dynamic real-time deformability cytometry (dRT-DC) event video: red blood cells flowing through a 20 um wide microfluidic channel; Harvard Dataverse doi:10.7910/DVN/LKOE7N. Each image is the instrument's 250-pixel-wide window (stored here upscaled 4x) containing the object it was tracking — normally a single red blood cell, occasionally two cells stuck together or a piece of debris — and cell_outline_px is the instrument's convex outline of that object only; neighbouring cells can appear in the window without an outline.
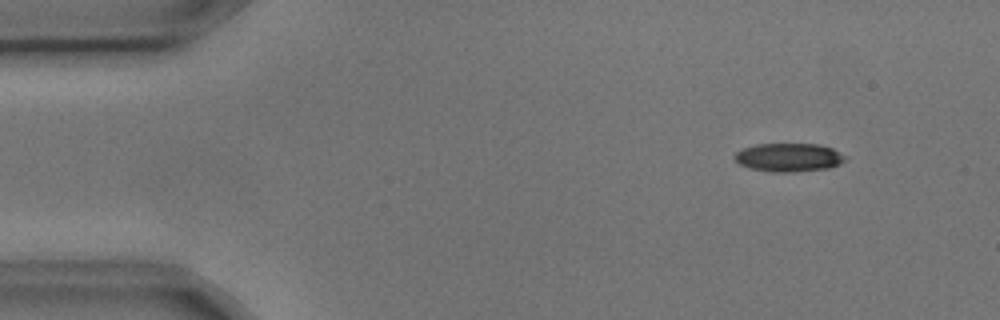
{"species": "common noctule bat (a hibernating species)", "species_latin": "Nyctalus noctula", "temperature_condition": "cold", "stored_images_in_passage": 5, "segment_of_instrument_passage": [1, 2], "camera_frame_rate_fps": 3000, "um_per_image_px": 0.085, "animal": {"sex": "male", "body_mass_g": 17.9, "forearm_length_mm": 54.2}, "frame": {"image": 1, "passage_image": 1, "time_ms": 0.0, "image_size_px": [1000, 320], "cell_outline_px": [[848, 156], [840, 164], [828, 168], [788, 172], [772, 172], [748, 168], [740, 164], [732, 156], [740, 148], [756, 144], [820, 144], [832, 148]], "centroid_in_image_um": [67.02, 13.37], "position_along_channel_um": 18.0, "area_um2": 18.5}}